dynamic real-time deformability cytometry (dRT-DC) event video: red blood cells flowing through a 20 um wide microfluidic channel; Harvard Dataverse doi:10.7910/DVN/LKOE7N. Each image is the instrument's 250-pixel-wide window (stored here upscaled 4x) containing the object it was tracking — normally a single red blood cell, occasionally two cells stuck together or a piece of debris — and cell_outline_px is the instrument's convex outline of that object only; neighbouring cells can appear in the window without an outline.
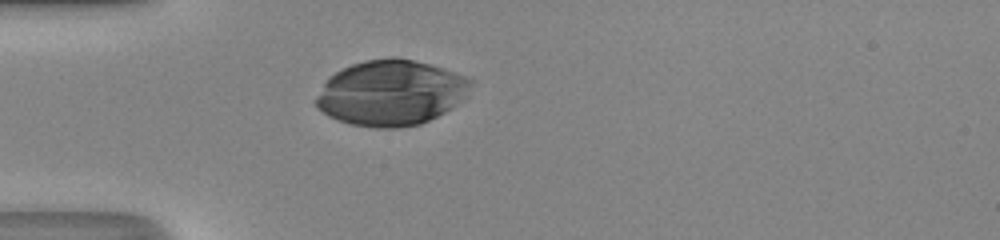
{"species": "human", "species_latin": "Homo sapiens", "temperature_condition": "room temperature", "stored_images_in_passage": 40, "camera_frame_rate_fps": 3000, "um_per_image_px": 0.085, "donor": {"sex": "male"}, "frame": {"image": 1, "passage_image": 16, "time_ms": 5.0, "image_size_px": [1000, 240], "cell_outline_px": [[476, 80], [460, 100], [444, 112], [420, 124], [396, 128], [376, 128], [352, 124], [328, 116], [316, 108], [316, 96], [328, 76], [352, 64], [364, 60], [392, 56], [432, 64]], "centroid_in_image_um": [33.2, 7.87], "position_along_channel_um": 51.8, "area_um2": 58.9}}
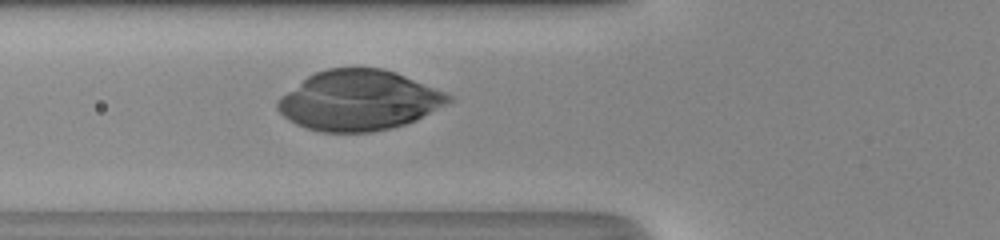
{"frame": {"image": 2, "passage_image": 20, "time_ms": 6.333, "image_size_px": [1000, 240], "cell_outline_px": [[452, 100], [416, 120], [392, 128], [372, 132], [320, 132], [296, 124], [288, 120], [276, 108], [276, 104], [280, 96], [308, 76], [316, 72], [328, 68], [384, 68], [396, 72], [444, 92], [452, 96]], "centroid_in_image_um": [30.47, 8.54], "position_along_channel_um": 95.3, "area_um2": 59.53}}